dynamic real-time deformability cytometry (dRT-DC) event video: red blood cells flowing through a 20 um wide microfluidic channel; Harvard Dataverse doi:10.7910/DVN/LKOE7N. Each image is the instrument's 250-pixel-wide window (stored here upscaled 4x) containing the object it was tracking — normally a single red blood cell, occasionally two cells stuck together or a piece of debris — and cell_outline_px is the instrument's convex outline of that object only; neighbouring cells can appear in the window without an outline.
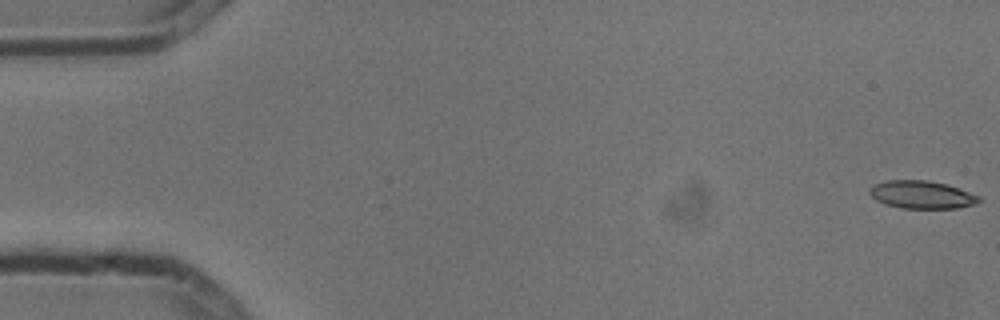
{"species": "common noctule bat (a hibernating species)", "species_latin": "Nyctalus noctula", "temperature_condition": "cold", "stored_images_in_passage": 15, "camera_frame_rate_fps": 3000, "um_per_image_px": 0.085, "animal": {"sex": "male", "body_mass_g": 13.3}, "frame": {"image": 1, "passage_image": 1, "time_ms": 0.0, "image_size_px": [1000, 320], "cell_outline_px": [[980, 200], [976, 204], [956, 208], [900, 208], [884, 204], [876, 200], [868, 192], [876, 184], [888, 180], [928, 180], [944, 184], [980, 196]], "centroid_in_image_um": [78.33, 16.56], "position_along_channel_um": 6.7, "area_um2": 17.46}}
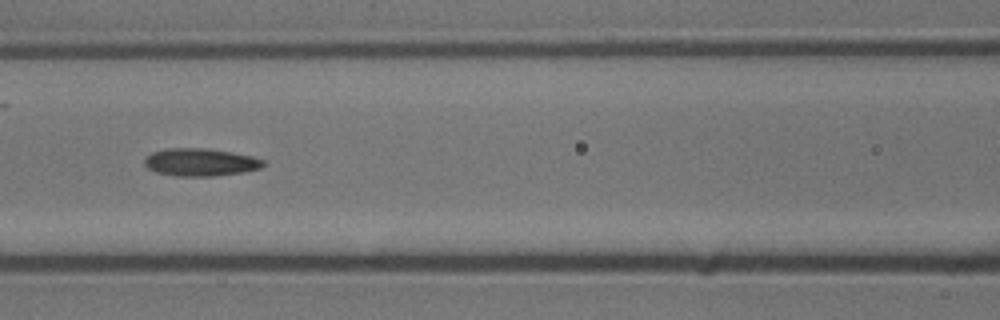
{"frame": {"image": 2, "passage_image": 7, "time_ms": 2.0, "image_size_px": [1000, 320], "cell_outline_px": [[264, 164], [260, 168], [244, 172], [216, 176], [176, 176], [156, 172], [148, 168], [144, 164], [144, 160], [152, 152], [164, 148], [208, 148], [232, 152], [252, 156], [264, 160]], "centroid_in_image_um": [17.03, 13.78], "position_along_channel_um": 149.6, "area_um2": 19.25}}
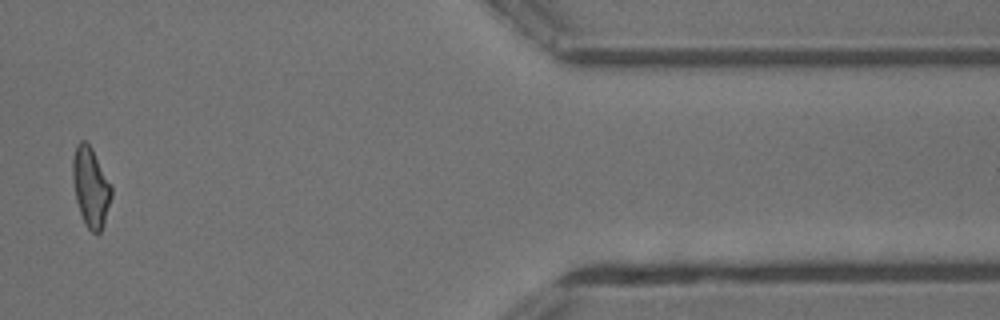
{"frame": {"image": 3, "passage_image": 13, "time_ms": 4.0, "image_size_px": [1000, 320], "cell_outline_px": [[112, 196], [104, 224], [100, 232], [92, 232], [84, 224], [76, 200], [72, 180], [72, 160], [76, 144], [80, 140], [84, 140], [92, 148], [112, 188]], "centroid_in_image_um": [7.69, 15.9], "position_along_channel_um": 403.7, "area_um2": 17.92}}